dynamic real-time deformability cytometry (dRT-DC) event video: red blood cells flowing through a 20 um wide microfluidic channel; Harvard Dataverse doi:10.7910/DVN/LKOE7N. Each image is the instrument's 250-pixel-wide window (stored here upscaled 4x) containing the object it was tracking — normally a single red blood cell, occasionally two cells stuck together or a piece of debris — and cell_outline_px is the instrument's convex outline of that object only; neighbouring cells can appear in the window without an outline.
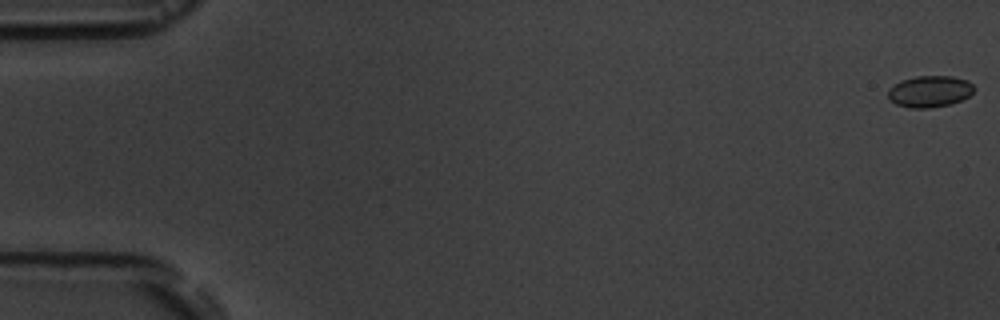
{"species": "common noctule bat (a hibernating species)", "species_latin": "Nyctalus noctula", "temperature_condition": "room temperature", "stored_images_in_passage": 6, "camera_frame_rate_fps": 3000, "um_per_image_px": 0.085, "animal": {"sex": "male", "body_mass_g": 19.5, "forearm_length_mm": 54.6}, "frame": {"image": 1, "passage_image": 1, "time_ms": 0.0, "image_size_px": [1000, 320], "cell_outline_px": [[976, 88], [968, 96], [952, 104], [928, 108], [912, 108], [896, 104], [888, 100], [888, 88], [900, 80], [916, 76], [952, 76], [968, 80]], "centroid_in_image_um": [79.01, 7.76], "position_along_channel_um": 6.0, "area_um2": 15.95}}